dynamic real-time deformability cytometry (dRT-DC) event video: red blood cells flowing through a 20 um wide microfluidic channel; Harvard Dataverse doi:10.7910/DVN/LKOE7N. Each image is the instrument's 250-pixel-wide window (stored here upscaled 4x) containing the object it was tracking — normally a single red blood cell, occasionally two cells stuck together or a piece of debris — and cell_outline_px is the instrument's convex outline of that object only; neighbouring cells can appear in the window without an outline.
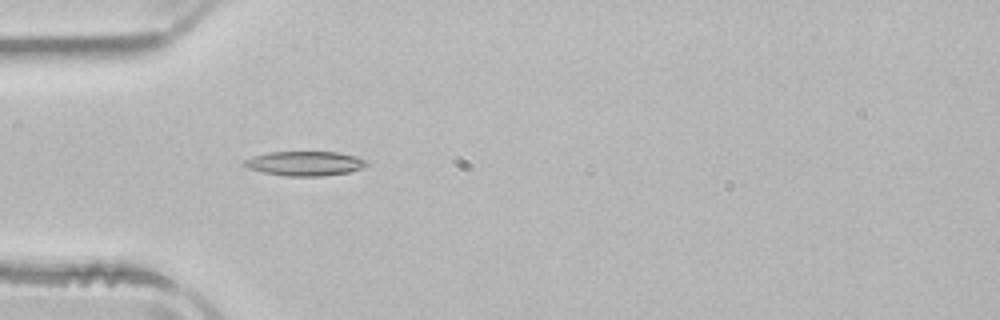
{"species": "common noctule bat (a hibernating species)", "species_latin": "Nyctalus noctula", "temperature_condition": "room temperature", "stored_images_in_passage": 37, "camera_frame_rate_fps": 3000, "um_per_image_px": 0.085, "animal": {"sex": "male", "body_mass_g": 21.5, "forearm_length_mm": 52.0}, "frame": {"image": 1, "passage_image": 1, "time_ms": 0.0, "image_size_px": [1000, 320], "cell_outline_px": [[368, 164], [364, 168], [348, 172], [324, 176], [284, 176], [264, 172], [248, 168], [240, 164], [244, 160], [252, 156], [268, 152], [336, 152], [356, 156], [368, 160]], "centroid_in_image_um": [25.92, 13.89], "position_along_channel_um": 59.1, "area_um2": 17.63}}
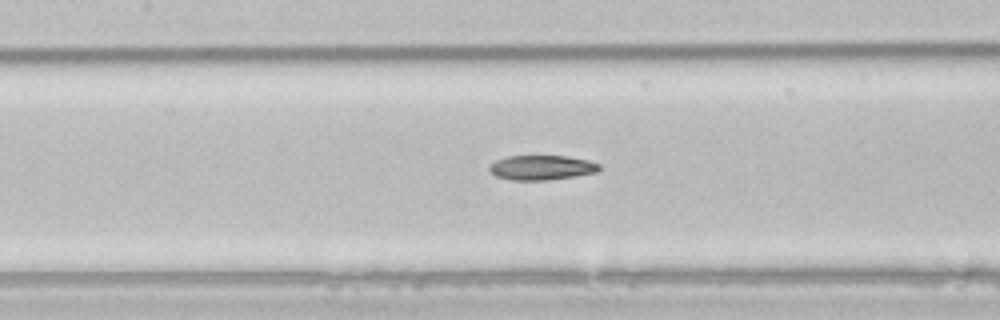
{"frame": {"image": 2, "passage_image": 9, "time_ms": 2.667, "image_size_px": [1000, 320], "cell_outline_px": [[600, 168], [596, 172], [548, 180], [512, 180], [496, 176], [488, 168], [496, 160], [508, 156], [568, 156], [588, 160], [600, 164]], "centroid_in_image_um": [46.04, 14.24], "position_along_channel_um": 161.4, "area_um2": 15.61}}
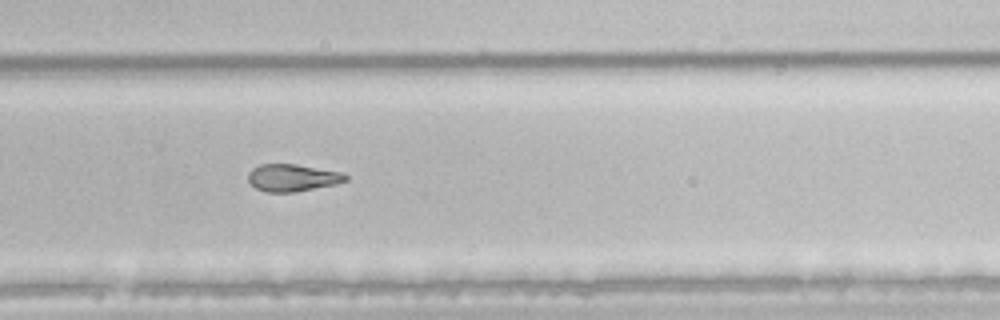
{"frame": {"image": 3, "passage_image": 20, "time_ms": 6.333, "image_size_px": [1000, 320], "cell_outline_px": [[348, 180], [336, 184], [292, 192], [264, 192], [256, 188], [248, 180], [248, 172], [252, 168], [260, 164], [296, 164], [344, 172], [348, 176]], "centroid_in_image_um": [24.87, 15.09], "position_along_channel_um": 304.9, "area_um2": 15.55}, "authors_computed_cell_mechanics": {"area_um2": 16.5886, "velocity_mm_per_s": 3.9414, "shape_relaxation_time_tau1_ms": null, "shape_relaxation_time_tau2_ms": 6.0967, "deformation_change_tau1": null, "deformation_change_tau2": 0.1411}}